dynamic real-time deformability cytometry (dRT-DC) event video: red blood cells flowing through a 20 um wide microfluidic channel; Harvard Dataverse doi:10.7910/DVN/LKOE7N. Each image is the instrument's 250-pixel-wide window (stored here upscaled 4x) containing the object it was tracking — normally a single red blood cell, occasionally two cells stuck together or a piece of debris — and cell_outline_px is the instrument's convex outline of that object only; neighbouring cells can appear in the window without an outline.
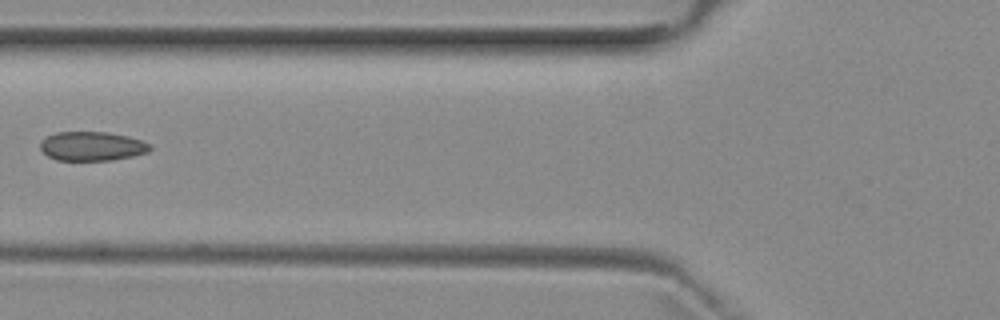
{"species": "common noctule bat (a hibernating species)", "species_latin": "Nyctalus noctula", "temperature_condition": "room temperature", "stored_images_in_passage": 3, "camera_frame_rate_fps": 3000, "um_per_image_px": 0.085, "animal": {"sex": "female", "body_mass_g": 29.2, "forearm_length_mm": 56.3}, "frame": {"image": 1, "passage_image": 2, "time_ms": 1.333, "image_size_px": [1000, 320], "cell_outline_px": [[152, 148], [148, 152], [132, 156], [112, 160], [56, 160], [48, 156], [40, 148], [40, 144], [48, 136], [56, 132], [104, 132], [128, 136], [152, 144]], "centroid_in_image_um": [7.85, 12.43], "position_along_channel_um": 118.0, "area_um2": 18.5}}
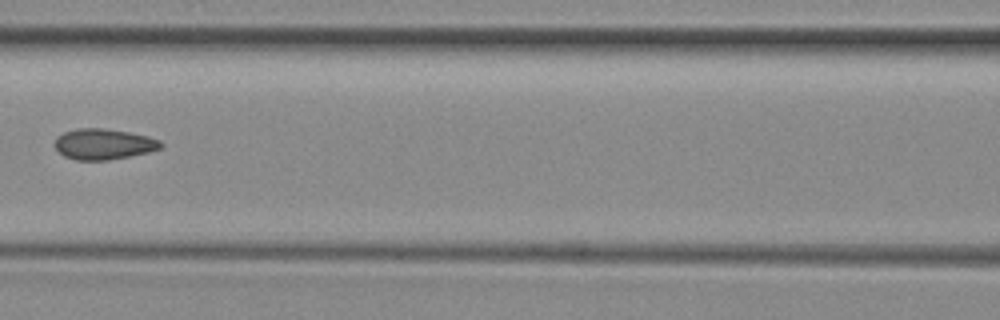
{"frame": {"image": 2, "passage_image": 3, "time_ms": 2.333, "image_size_px": [1000, 320], "cell_outline_px": [[164, 144], [160, 148], [148, 152], [108, 160], [76, 160], [64, 156], [52, 144], [56, 136], [64, 132], [76, 128], [104, 128], [128, 132], [148, 136], [160, 140]], "centroid_in_image_um": [8.77, 12.24], "position_along_channel_um": 157.8, "area_um2": 19.07}}